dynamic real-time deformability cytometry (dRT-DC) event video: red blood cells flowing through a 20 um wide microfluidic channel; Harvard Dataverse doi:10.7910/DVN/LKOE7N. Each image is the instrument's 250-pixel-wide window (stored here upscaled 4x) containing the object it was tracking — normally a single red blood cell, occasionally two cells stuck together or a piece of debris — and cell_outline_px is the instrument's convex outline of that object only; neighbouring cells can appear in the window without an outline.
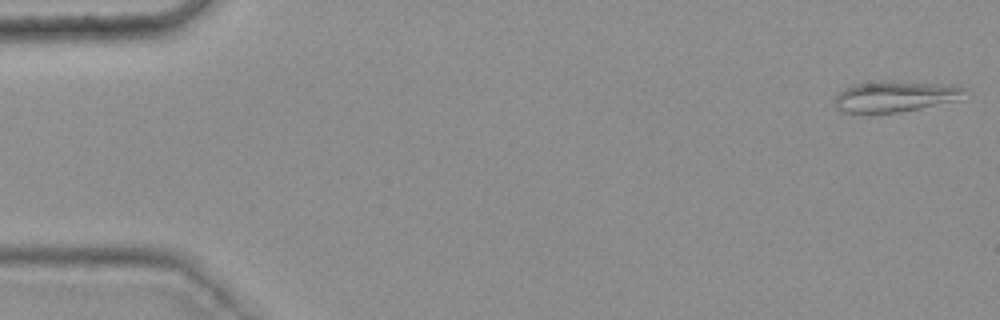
{"species": "common noctule bat (a hibernating species)", "species_latin": "Nyctalus noctula", "temperature_condition": "warm", "stored_images_in_passage": 11, "camera_frame_rate_fps": 3000, "um_per_image_px": 0.085, "animal": {"sex": "female", "body_mass_g": 25.1}, "frame": {"image": 1, "passage_image": 1, "time_ms": 0.0, "image_size_px": [1000, 320], "cell_outline_px": [[972, 92], [960, 100], [900, 112], [868, 116], [860, 116], [844, 112], [836, 108], [832, 104], [836, 96], [844, 88], [852, 84], [880, 80], [884, 80], [948, 84], [968, 88]], "centroid_in_image_um": [76.08, 8.22], "position_along_channel_um": 8.9, "area_um2": 24.91}}